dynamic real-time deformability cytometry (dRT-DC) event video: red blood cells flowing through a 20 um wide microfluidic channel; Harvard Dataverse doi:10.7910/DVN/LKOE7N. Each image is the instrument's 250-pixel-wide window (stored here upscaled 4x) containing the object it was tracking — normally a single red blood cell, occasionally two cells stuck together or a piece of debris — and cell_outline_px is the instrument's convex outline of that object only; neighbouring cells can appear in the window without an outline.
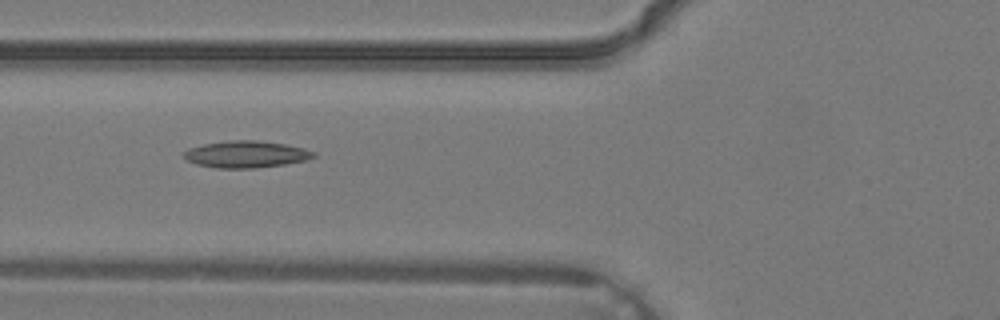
{"species": "common noctule bat (a hibernating species)", "species_latin": "Nyctalus noctula", "temperature_condition": "warm", "stored_images_in_passage": 2, "camera_frame_rate_fps": 3000, "um_per_image_px": 0.085, "animal": {"sex": "male", "body_mass_g": 19.2, "forearm_length_mm": 51.8}, "frame": {"image": 1, "passage_image": 2, "time_ms": 0.333, "image_size_px": [1000, 320], "cell_outline_px": [[316, 156], [304, 160], [284, 164], [252, 168], [216, 168], [196, 164], [188, 160], [184, 156], [184, 152], [188, 148], [204, 144], [228, 140], [256, 140], [284, 144], [304, 148], [316, 152]], "centroid_in_image_um": [20.91, 13.11], "position_along_channel_um": 104.9, "area_um2": 20.11}}